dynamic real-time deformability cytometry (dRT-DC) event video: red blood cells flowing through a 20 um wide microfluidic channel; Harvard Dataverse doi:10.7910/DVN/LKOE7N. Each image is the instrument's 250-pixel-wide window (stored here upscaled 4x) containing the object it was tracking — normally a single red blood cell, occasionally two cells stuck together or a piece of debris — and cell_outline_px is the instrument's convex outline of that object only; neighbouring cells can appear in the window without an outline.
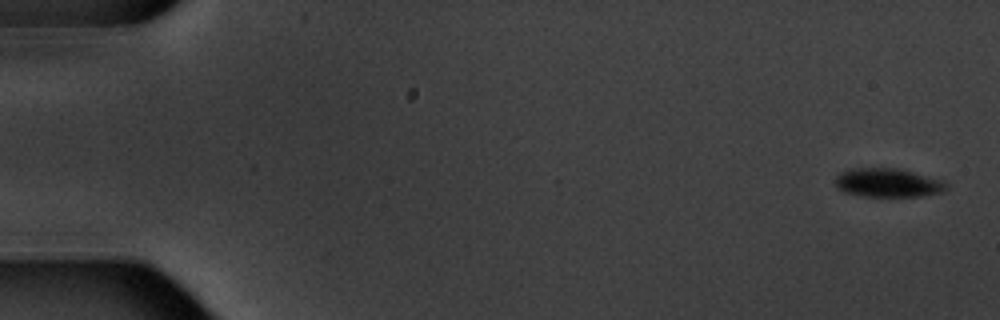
{"species": "common noctule bat (a hibernating species)", "species_latin": "Nyctalus noctula", "temperature_condition": "warm", "stored_images_in_passage": 6, "segment_of_instrument_passage": [1, 2], "camera_frame_rate_fps": 3000, "um_per_image_px": 0.085, "animal": {"sex": "male", "body_mass_g": 20.1, "forearm_length_mm": 53.5}, "frame": {"image": 1, "passage_image": 1, "time_ms": 0.0, "image_size_px": [1000, 320], "cell_outline_px": [[948, 188], [940, 192], [920, 196], [860, 196], [844, 192], [836, 184], [836, 176], [840, 172], [852, 168], [900, 168], [940, 180], [948, 184]], "centroid_in_image_um": [75.45, 15.53], "position_along_channel_um": 9.6, "area_um2": 18.44}}